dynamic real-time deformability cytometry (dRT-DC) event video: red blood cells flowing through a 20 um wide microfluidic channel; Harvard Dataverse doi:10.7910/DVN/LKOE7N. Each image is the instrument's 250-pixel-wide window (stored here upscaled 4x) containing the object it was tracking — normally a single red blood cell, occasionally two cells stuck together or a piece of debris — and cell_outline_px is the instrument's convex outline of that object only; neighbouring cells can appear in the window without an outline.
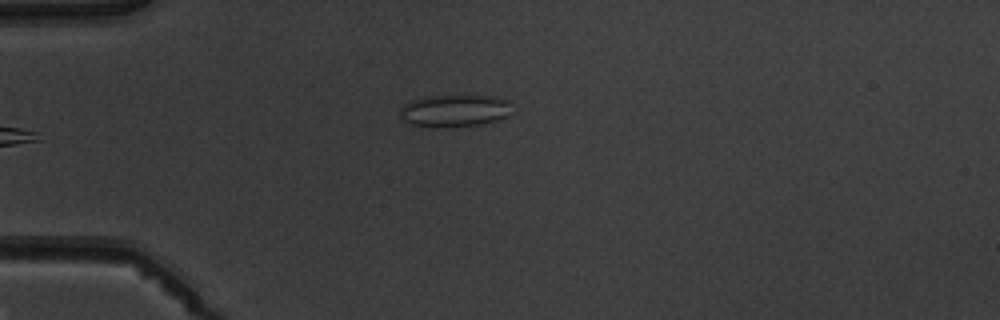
{"species": "common noctule bat (a hibernating species)", "species_latin": "Nyctalus noctula", "temperature_condition": "warm", "stored_images_in_passage": 5, "camera_frame_rate_fps": 3000, "um_per_image_px": 0.085, "animal": {"sex": "male", "body_mass_g": 19.5, "forearm_length_mm": 54.6}, "frame": {"image": 1, "passage_image": 5, "time_ms": 5.667, "image_size_px": [1000, 320], "cell_outline_px": [[512, 100], [508, 116], [496, 120], [480, 124], [440, 128], [436, 128], [412, 124], [404, 120], [400, 116], [400, 108], [404, 104], [412, 100], [424, 96], [492, 96]], "centroid_in_image_um": [38.64, 9.41], "position_along_channel_um": 46.4, "area_um2": 21.1}}